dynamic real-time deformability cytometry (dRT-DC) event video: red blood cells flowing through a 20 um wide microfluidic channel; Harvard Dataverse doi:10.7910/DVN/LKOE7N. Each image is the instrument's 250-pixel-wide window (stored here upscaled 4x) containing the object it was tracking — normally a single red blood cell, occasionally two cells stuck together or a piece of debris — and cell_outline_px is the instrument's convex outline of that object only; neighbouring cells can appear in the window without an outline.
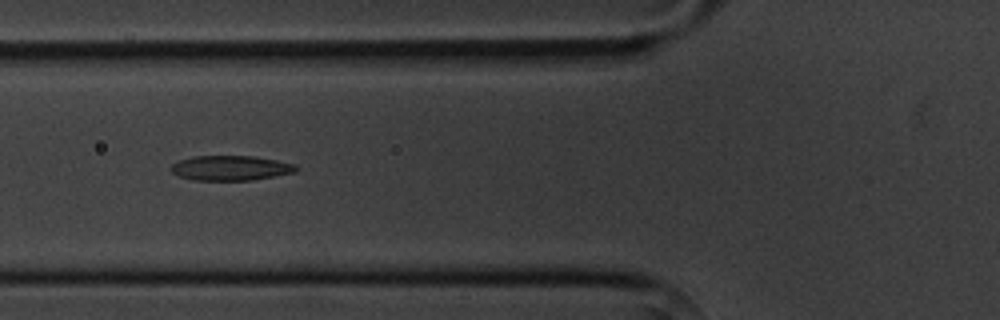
{"species": "common noctule bat (a hibernating species)", "species_latin": "Nyctalus noctula", "temperature_condition": "cold", "stored_images_in_passage": 6, "camera_frame_rate_fps": 3000, "um_per_image_px": 0.085, "animal": {"sex": "male", "body_mass_g": 20.1, "forearm_length_mm": 53.5}, "frame": {"image": 1, "passage_image": 5, "time_ms": 4.667, "image_size_px": [1000, 320], "cell_outline_px": [[300, 168], [296, 172], [252, 180], [196, 180], [176, 176], [172, 172], [172, 164], [180, 160], [192, 156], [252, 156], [276, 160], [296, 164]], "centroid_in_image_um": [19.63, 14.28], "position_along_channel_um": 106.2, "area_um2": 18.15}}
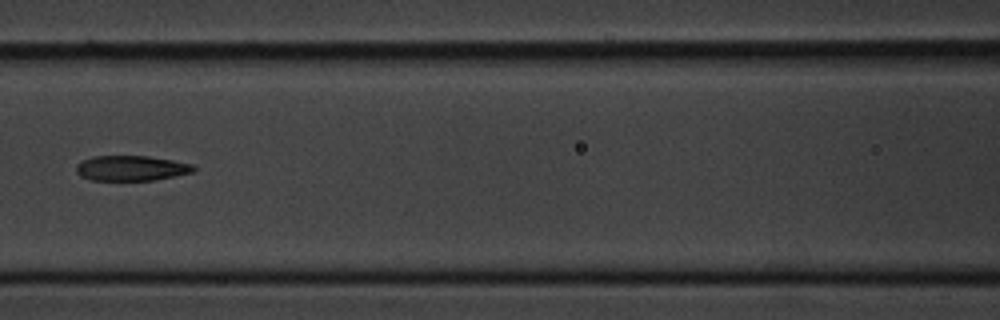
{"frame": {"image": 2, "passage_image": 6, "time_ms": 6.0, "image_size_px": [1000, 320], "cell_outline_px": [[196, 168], [192, 172], [176, 176], [152, 180], [92, 180], [80, 176], [76, 172], [76, 164], [92, 156], [148, 156], [172, 160], [192, 164]], "centroid_in_image_um": [11.14, 14.29], "position_along_channel_um": 155.5, "area_um2": 17.17}}